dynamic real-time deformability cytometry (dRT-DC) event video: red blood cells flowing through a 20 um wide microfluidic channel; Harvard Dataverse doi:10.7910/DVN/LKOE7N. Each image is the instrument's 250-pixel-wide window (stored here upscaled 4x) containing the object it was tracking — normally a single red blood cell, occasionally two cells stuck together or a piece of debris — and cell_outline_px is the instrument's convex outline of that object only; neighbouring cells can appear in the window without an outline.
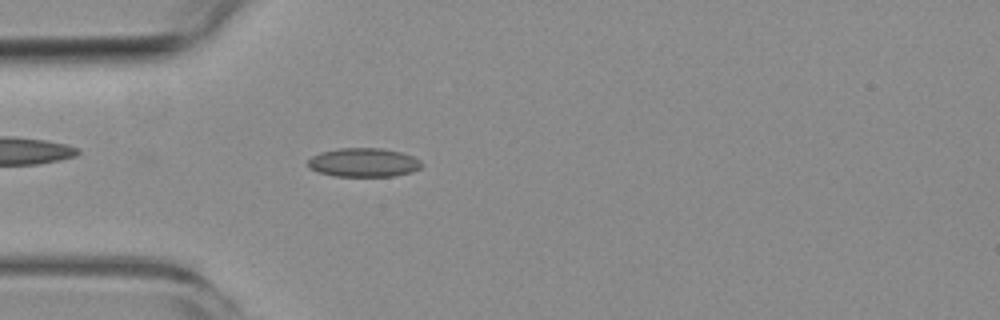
{"species": "common noctule bat (a hibernating species)", "species_latin": "Nyctalus noctula", "temperature_condition": "room temperature", "stored_images_in_passage": 1, "camera_frame_rate_fps": 3000, "um_per_image_px": 0.085, "animal": {"sex": "female", "body_mass_g": 19.3, "forearm_length_mm": 54.1}, "frame": {"image": 1, "passage_image": 1, "time_ms": 0.0, "image_size_px": [1000, 320], "cell_outline_px": [[424, 164], [420, 168], [412, 172], [392, 176], [336, 176], [316, 172], [308, 168], [308, 160], [312, 156], [320, 152], [336, 148], [384, 148], [400, 152], [412, 156], [420, 160]], "centroid_in_image_um": [30.89, 13.81], "position_along_channel_um": 54.1, "area_um2": 19.31}}